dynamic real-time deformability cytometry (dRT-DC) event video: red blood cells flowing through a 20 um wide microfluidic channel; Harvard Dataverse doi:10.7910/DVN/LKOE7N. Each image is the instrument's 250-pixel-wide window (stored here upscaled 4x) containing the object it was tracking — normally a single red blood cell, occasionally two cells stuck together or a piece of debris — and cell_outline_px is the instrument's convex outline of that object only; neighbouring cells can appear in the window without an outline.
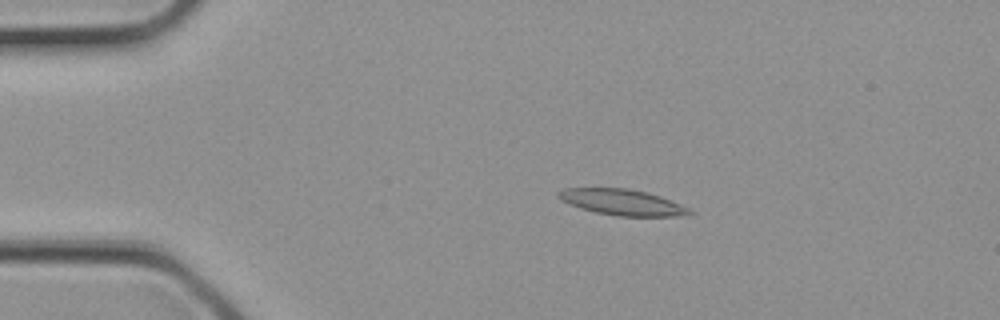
{"species": "common noctule bat (a hibernating species)", "species_latin": "Nyctalus noctula", "temperature_condition": "cold", "stored_images_in_passage": 2, "camera_frame_rate_fps": 3000, "um_per_image_px": 0.085, "animal": {"sex": "female", "body_mass_g": 21.9}, "frame": {"image": 1, "passage_image": 1, "time_ms": 0.0, "image_size_px": [1000, 320], "cell_outline_px": [[692, 212], [688, 216], [616, 216], [596, 212], [580, 208], [568, 204], [560, 200], [556, 196], [556, 192], [564, 188], [628, 188], [648, 192], [660, 196], [680, 204], [688, 208]], "centroid_in_image_um": [52.85, 17.18], "position_along_channel_um": 32.2, "area_um2": 19.94}}
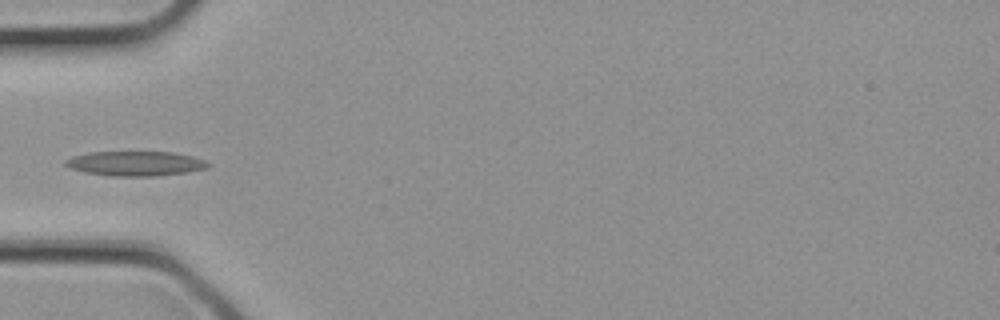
{"frame": {"image": 2, "passage_image": 2, "time_ms": 0.333, "image_size_px": [1000, 320], "cell_outline_px": [[212, 164], [208, 168], [188, 172], [156, 176], [112, 176], [84, 172], [72, 168], [64, 164], [64, 160], [72, 156], [88, 152], [172, 152], [192, 156], [204, 160]], "centroid_in_image_um": [11.53, 13.9], "position_along_channel_um": 73.5, "area_um2": 20.58}}